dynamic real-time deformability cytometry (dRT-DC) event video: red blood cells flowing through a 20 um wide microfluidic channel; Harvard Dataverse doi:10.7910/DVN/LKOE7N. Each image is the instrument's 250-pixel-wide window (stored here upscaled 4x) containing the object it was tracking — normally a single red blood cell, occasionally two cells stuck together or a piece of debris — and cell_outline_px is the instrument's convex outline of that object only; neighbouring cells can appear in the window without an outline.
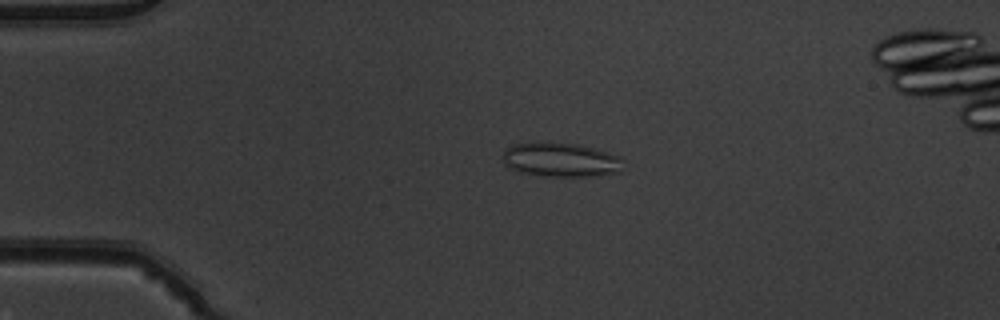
{"species": "common noctule bat (a hibernating species)", "species_latin": "Nyctalus noctula", "temperature_condition": "warm", "stored_images_in_passage": 52, "camera_frame_rate_fps": 3000, "um_per_image_px": 0.085, "animal": {"sex": "male", "body_mass_g": 19.5, "forearm_length_mm": 54.6}, "frame": {"image": 1, "passage_image": 12, "time_ms": 3.667, "image_size_px": [1000, 320], "cell_outline_px": [[620, 172], [596, 176], [544, 176], [520, 172], [504, 164], [504, 148], [512, 144], [580, 144], [620, 156]], "centroid_in_image_um": [47.66, 13.61], "position_along_channel_um": 37.3, "area_um2": 23.35}}
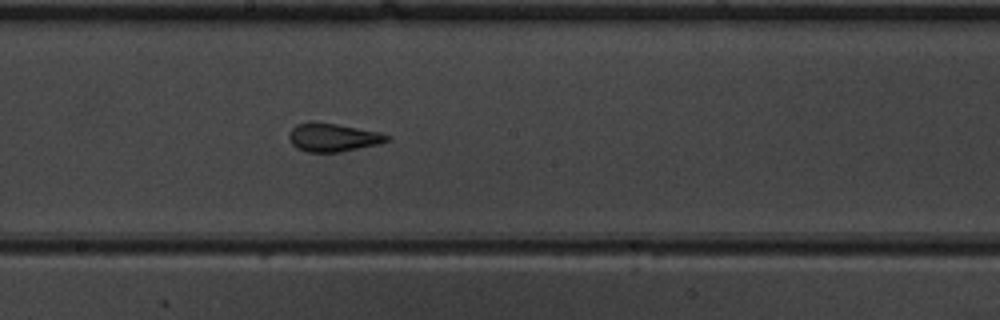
{"frame": {"image": 2, "passage_image": 29, "time_ms": 9.333, "image_size_px": [1000, 320], "cell_outline_px": [[392, 140], [380, 144], [340, 152], [308, 152], [296, 148], [292, 144], [288, 136], [288, 132], [296, 124], [312, 120], [336, 124], [380, 132], [392, 136]], "centroid_in_image_um": [28.31, 11.67], "position_along_channel_um": 219.9, "area_um2": 16.53}}
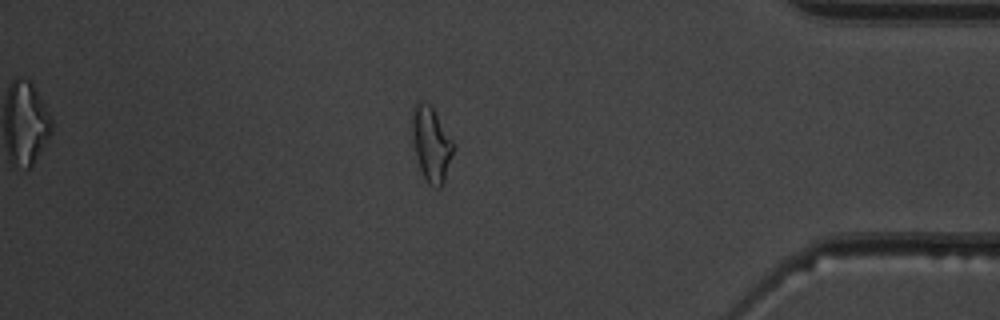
{"frame": {"image": 3, "passage_image": 45, "time_ms": 14.667, "image_size_px": [1000, 320], "cell_outline_px": [[452, 152], [444, 180], [440, 188], [436, 188], [428, 184], [424, 180], [416, 156], [412, 136], [412, 108], [416, 100], [420, 100], [432, 104], [452, 140]], "centroid_in_image_um": [36.61, 12.18], "position_along_channel_um": 398.6, "area_um2": 17.92}}